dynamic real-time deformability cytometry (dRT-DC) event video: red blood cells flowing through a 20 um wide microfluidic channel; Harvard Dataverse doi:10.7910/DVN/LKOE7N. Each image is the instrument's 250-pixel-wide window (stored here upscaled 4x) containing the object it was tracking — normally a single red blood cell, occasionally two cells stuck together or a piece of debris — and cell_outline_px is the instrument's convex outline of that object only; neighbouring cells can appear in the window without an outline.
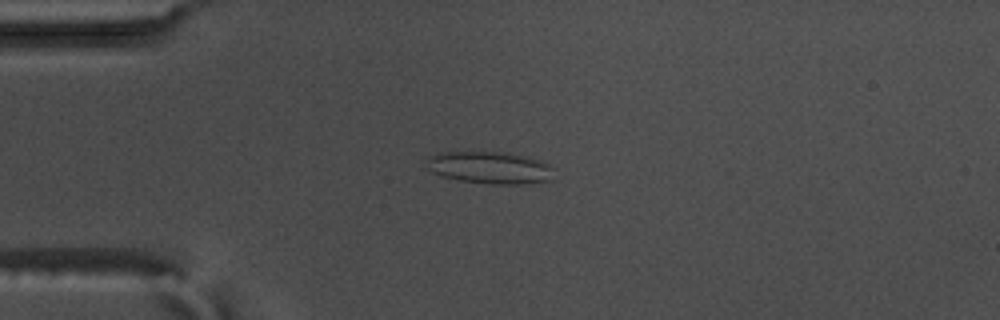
{"species": "common noctule bat (a hibernating species)", "species_latin": "Nyctalus noctula", "temperature_condition": "warm", "stored_images_in_passage": 57, "camera_frame_rate_fps": 3000, "um_per_image_px": 0.085, "animal": {"sex": "male", "body_mass_g": 17.5, "forearm_length_mm": 52.3}, "frame": {"image": 1, "passage_image": 15, "time_ms": 4.667, "image_size_px": [1000, 320], "cell_outline_px": [[556, 180], [524, 184], [492, 184], [460, 180], [440, 176], [432, 172], [428, 168], [428, 156], [440, 152], [500, 152], [528, 156], [540, 160], [548, 164], [552, 168]], "centroid_in_image_um": [41.69, 14.26], "position_along_channel_um": 43.3, "area_um2": 24.1}}
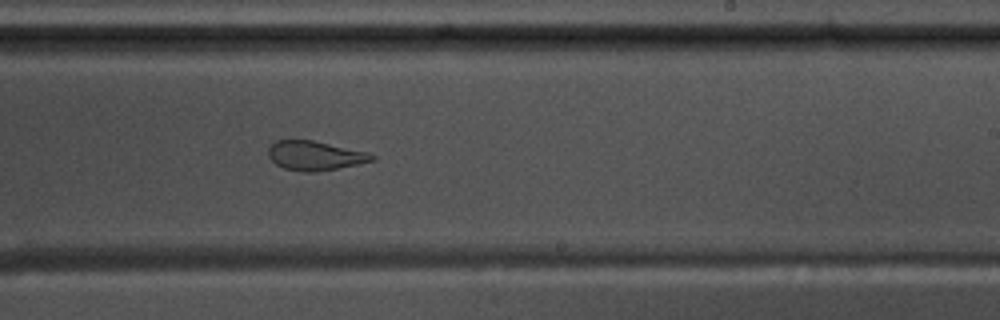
{"frame": {"image": 2, "passage_image": 35, "time_ms": 11.333, "image_size_px": [1000, 320], "cell_outline_px": [[376, 160], [316, 172], [304, 172], [284, 168], [276, 164], [268, 156], [268, 148], [276, 140], [312, 140], [368, 152], [376, 156]], "centroid_in_image_um": [26.77, 13.22], "position_along_channel_um": 262.2, "area_um2": 17.57}}
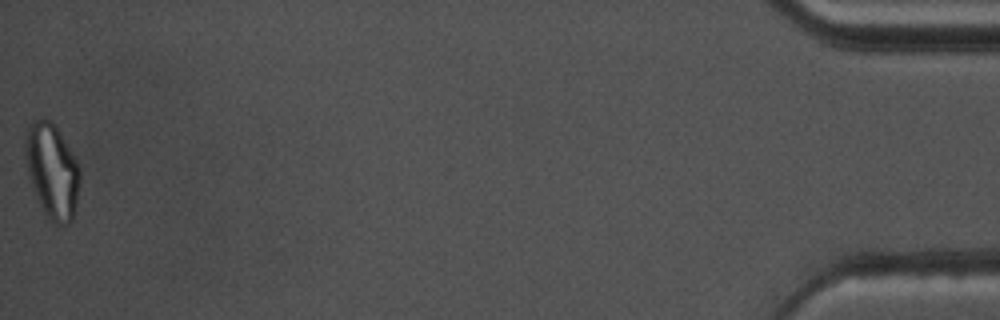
{"frame": {"image": 3, "passage_image": 57, "time_ms": 18.667, "image_size_px": [1000, 320], "cell_outline_px": [[80, 180], [76, 204], [72, 220], [68, 224], [56, 224], [48, 220], [32, 188], [28, 172], [24, 152], [24, 140], [28, 124], [32, 120], [44, 116], [52, 120], [56, 124], [76, 160], [80, 168]], "centroid_in_image_um": [4.41, 14.46], "position_along_channel_um": 430.8, "area_um2": 30.63}, "authors_computed_cell_mechanics": {"area_um2": 24.1026, "velocity_mm_per_s": 3.6326, "shape_relaxation_time_tau1_ms": null, "shape_relaxation_time_tau2_ms": 1.2201, "deformation_change_tau1": null, "deformation_change_tau2": 0.0878}}